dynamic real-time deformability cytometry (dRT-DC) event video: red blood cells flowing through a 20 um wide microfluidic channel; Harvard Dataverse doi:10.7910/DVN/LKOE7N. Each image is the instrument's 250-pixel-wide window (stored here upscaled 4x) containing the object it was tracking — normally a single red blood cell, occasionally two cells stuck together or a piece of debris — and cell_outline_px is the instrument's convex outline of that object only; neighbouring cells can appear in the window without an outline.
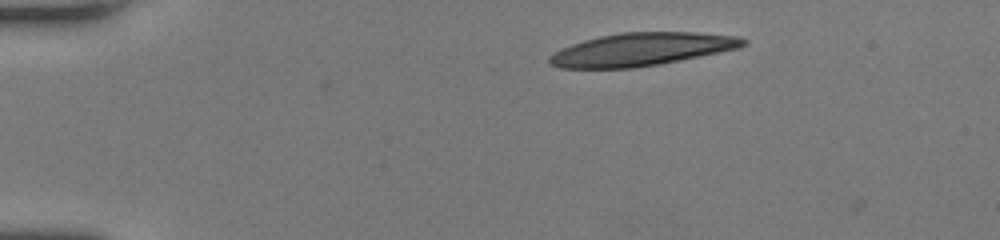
{"species": "human", "species_latin": "Homo sapiens", "temperature_condition": "room temperature", "stored_images_in_passage": 40, "camera_frame_rate_fps": 3000, "um_per_image_px": 0.085, "donor": {"sex": "female"}, "frame": {"image": 1, "passage_image": 1, "time_ms": 0.0, "image_size_px": [1000, 240], "cell_outline_px": [[748, 44], [740, 48], [660, 64], [632, 68], [560, 68], [548, 64], [548, 56], [552, 52], [560, 48], [584, 40], [600, 36], [620, 32], [696, 32], [740, 36], [748, 40]], "centroid_in_image_um": [54.53, 4.19], "position_along_channel_um": 30.5, "area_um2": 37.51}}
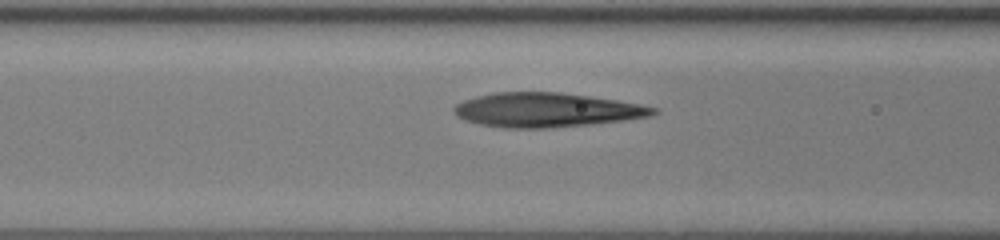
{"frame": {"image": 2, "passage_image": 13, "time_ms": 4.0, "image_size_px": [1000, 240], "cell_outline_px": [[660, 112], [652, 116], [624, 120], [592, 124], [544, 128], [504, 128], [480, 124], [464, 120], [456, 116], [452, 112], [452, 108], [456, 104], [464, 100], [476, 96], [496, 92], [560, 92], [616, 100], [640, 104], [660, 108]], "centroid_in_image_um": [46.45, 9.35], "position_along_channel_um": 120.1, "area_um2": 40.0}}
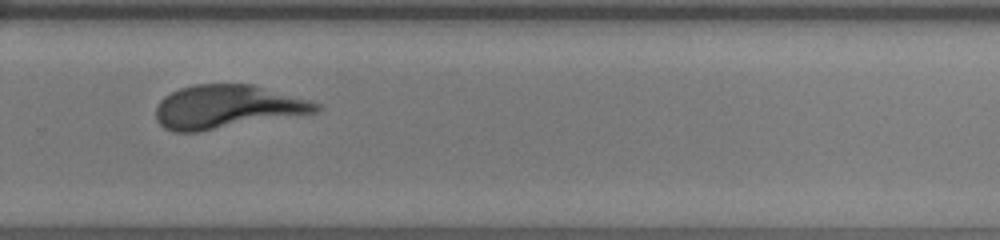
{"frame": {"image": 3, "passage_image": 27, "time_ms": 8.667, "image_size_px": [1000, 240], "cell_outline_px": [[324, 108], [316, 112], [200, 132], [172, 132], [164, 128], [156, 120], [156, 108], [160, 100], [164, 96], [180, 88], [196, 84], [252, 84], [308, 100], [320, 104]], "centroid_in_image_um": [19.26, 9.09], "position_along_channel_um": 310.5, "area_um2": 40.46}}